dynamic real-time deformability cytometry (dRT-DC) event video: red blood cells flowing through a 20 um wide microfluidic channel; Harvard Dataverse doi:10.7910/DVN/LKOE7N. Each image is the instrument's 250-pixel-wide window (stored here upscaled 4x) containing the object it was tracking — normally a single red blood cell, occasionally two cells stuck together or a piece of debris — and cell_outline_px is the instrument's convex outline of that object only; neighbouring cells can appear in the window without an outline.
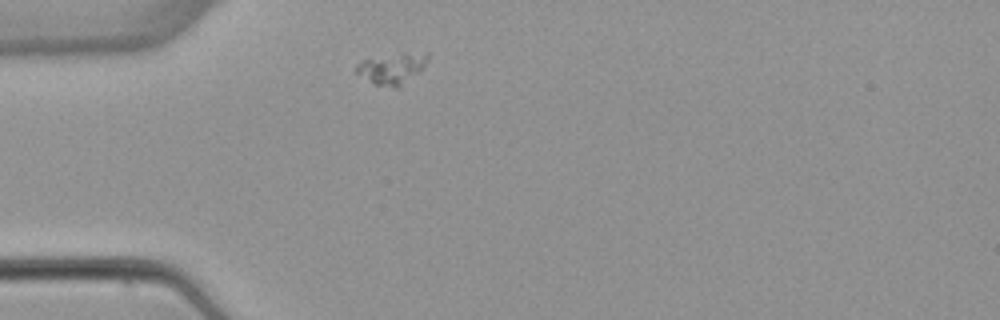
{"species": "common noctule bat (a hibernating species)", "species_latin": "Nyctalus noctula", "temperature_condition": "warm", "stored_images_in_passage": 1, "camera_frame_rate_fps": 3000, "um_per_image_px": 0.085, "animal": {"sex": "female", "body_mass_g": 22.7, "forearm_length_mm": 54.2}, "frame": {"image": 1, "passage_image": 1, "time_ms": 0.0, "image_size_px": [1000, 320], "cell_outline_px": [[428, 60], [416, 72], [396, 88], [376, 84], [356, 72], [356, 64], [364, 60], [404, 52], [428, 52]], "centroid_in_image_um": [33.32, 5.78], "position_along_channel_um": 51.7, "area_um2": 12.2}}